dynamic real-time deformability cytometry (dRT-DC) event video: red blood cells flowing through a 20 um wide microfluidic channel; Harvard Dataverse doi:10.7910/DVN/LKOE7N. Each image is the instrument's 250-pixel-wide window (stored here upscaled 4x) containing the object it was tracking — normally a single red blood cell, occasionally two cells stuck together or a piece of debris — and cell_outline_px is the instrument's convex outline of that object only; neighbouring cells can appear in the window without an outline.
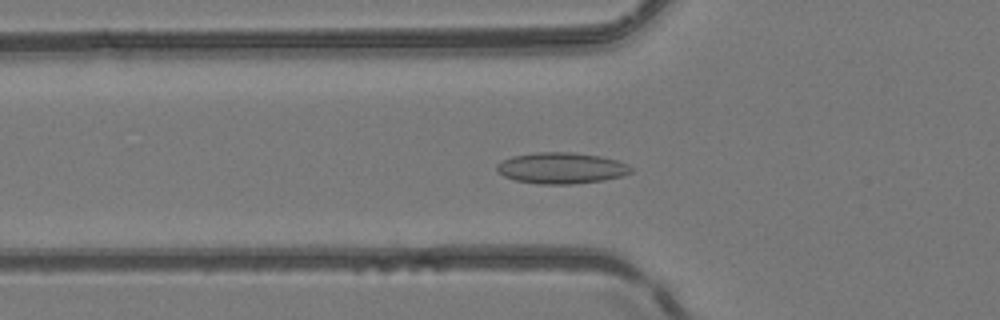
{"species": "common noctule bat (a hibernating species)", "species_latin": "Nyctalus noctula", "temperature_condition": "room temperature", "stored_images_in_passage": 50, "camera_frame_rate_fps": 3000, "um_per_image_px": 0.085, "animal": {"sex": "female", "body_mass_g": 24.6, "forearm_length_mm": 56.2}, "frame": {"image": 1, "passage_image": 18, "time_ms": 5.667, "image_size_px": [1000, 320], "cell_outline_px": [[632, 172], [624, 176], [604, 180], [572, 184], [540, 184], [516, 180], [504, 176], [496, 168], [496, 164], [512, 156], [536, 152], [572, 152], [600, 156], [616, 160], [628, 164], [632, 168]], "centroid_in_image_um": [47.75, 14.28], "position_along_channel_um": 78.1, "area_um2": 24.33}}
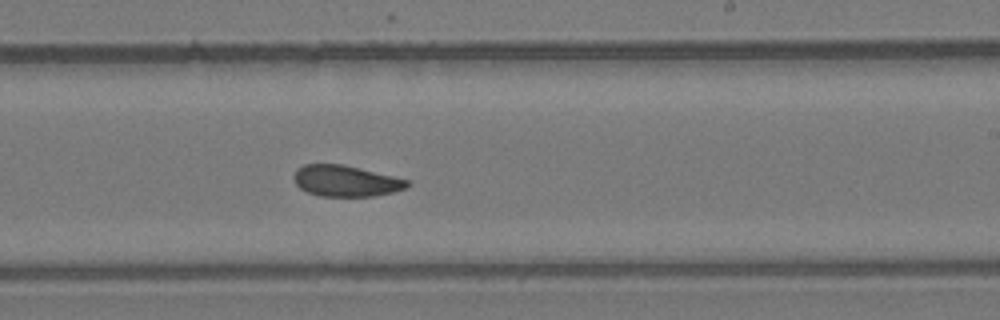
{"frame": {"image": 2, "passage_image": 31, "time_ms": 10.0, "image_size_px": [1000, 320], "cell_outline_px": [[412, 184], [404, 188], [392, 192], [372, 196], [320, 196], [308, 192], [300, 188], [292, 180], [292, 176], [296, 168], [304, 164], [344, 164], [408, 180]], "centroid_in_image_um": [29.33, 15.37], "position_along_channel_um": 259.7, "area_um2": 20.58}}
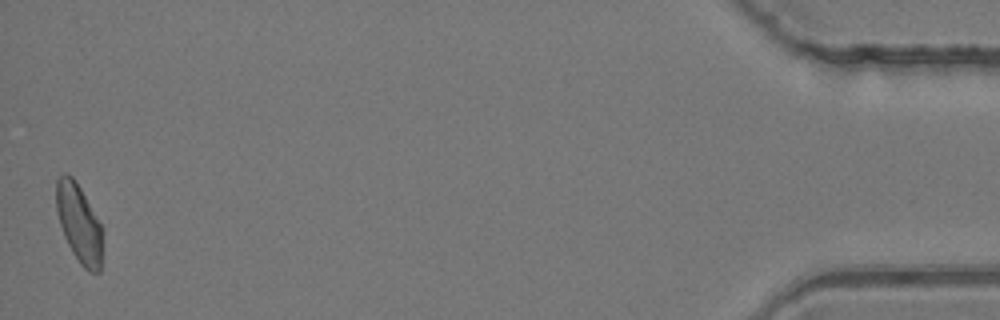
{"frame": {"image": 3, "passage_image": 50, "time_ms": 16.333, "image_size_px": [1000, 320], "cell_outline_px": [[104, 228], [100, 272], [88, 272], [80, 264], [72, 252], [64, 236], [60, 224], [56, 208], [56, 180], [64, 172], [68, 172], [72, 176], [80, 188]], "centroid_in_image_um": [6.74, 19.0], "position_along_channel_um": 428.5, "area_um2": 21.44}, "authors_computed_cell_mechanics": {"area_um2": 21.6461, "velocity_mm_per_s": 4.164, "shape_relaxation_time_tau1_ms": null, "shape_relaxation_time_tau2_ms": 5.5462, "deformation_change_tau1": null, "deformation_change_tau2": 0.1045}}